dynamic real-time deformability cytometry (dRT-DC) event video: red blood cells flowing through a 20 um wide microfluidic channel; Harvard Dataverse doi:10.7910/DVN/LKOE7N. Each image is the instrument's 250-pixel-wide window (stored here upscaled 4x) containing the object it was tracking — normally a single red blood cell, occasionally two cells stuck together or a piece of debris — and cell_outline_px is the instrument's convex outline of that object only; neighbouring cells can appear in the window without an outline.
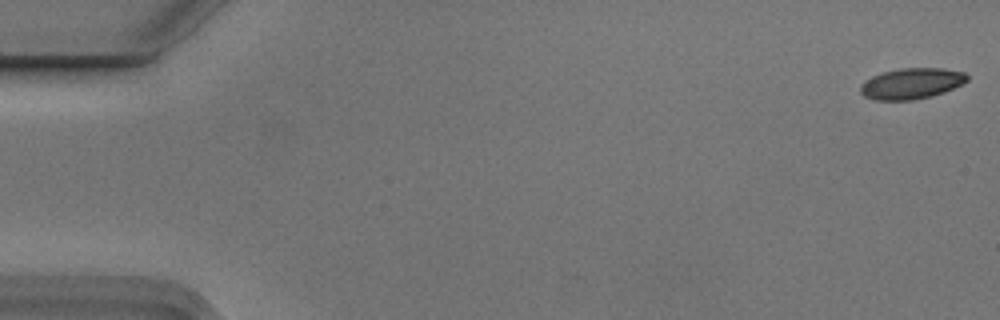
{"species": "Egyptian fruit bat (a non-hibernating species)", "species_latin": "Rousettus aegyptiacus", "temperature_condition": "cold", "stored_images_in_passage": 4, "camera_frame_rate_fps": 3000, "um_per_image_px": 0.085, "animal": {"sex": "male"}, "frame": {"image": 1, "passage_image": 1, "time_ms": 0.0, "image_size_px": [1000, 320], "cell_outline_px": [[968, 80], [964, 84], [944, 92], [932, 96], [912, 100], [872, 100], [864, 96], [860, 92], [860, 84], [872, 76], [884, 72], [900, 68], [940, 68], [964, 72], [968, 76]], "centroid_in_image_um": [77.48, 7.11], "position_along_channel_um": 7.5, "area_um2": 19.31}}